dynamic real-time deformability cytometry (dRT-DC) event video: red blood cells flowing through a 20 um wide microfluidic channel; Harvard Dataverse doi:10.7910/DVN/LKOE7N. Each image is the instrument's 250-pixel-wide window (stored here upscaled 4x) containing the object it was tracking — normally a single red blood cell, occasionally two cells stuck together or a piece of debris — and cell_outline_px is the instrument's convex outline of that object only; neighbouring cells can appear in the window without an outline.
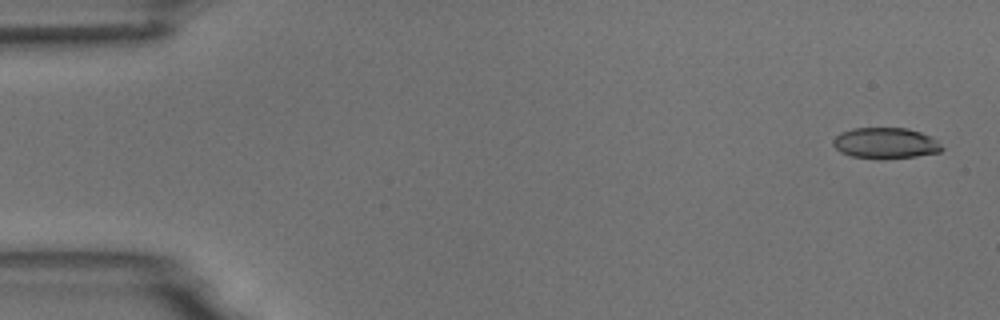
{"species": "common noctule bat (a hibernating species)", "species_latin": "Nyctalus noctula", "temperature_condition": "room temperature", "stored_images_in_passage": 6, "segment_of_instrument_passage": [1, 2], "camera_frame_rate_fps": 3000, "um_per_image_px": 0.085, "animal": {"sex": "male", "body_mass_g": 18.8}, "frame": {"image": 1, "passage_image": 1, "time_ms": 0.0, "image_size_px": [1000, 320], "cell_outline_px": [[944, 148], [940, 152], [916, 156], [852, 156], [840, 152], [832, 144], [832, 140], [840, 132], [852, 128], [908, 128], [932, 136]], "centroid_in_image_um": [75.27, 12.11], "position_along_channel_um": 9.7, "area_um2": 18.96}}
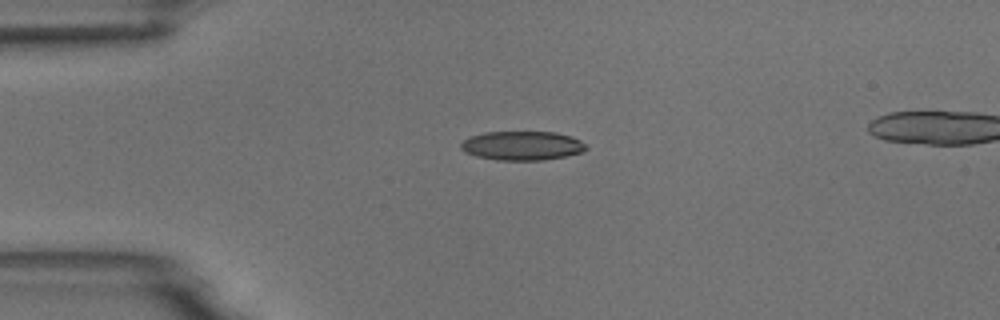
{"frame": {"image": 2, "passage_image": 4, "time_ms": 3.667, "image_size_px": [1000, 320], "cell_outline_px": [[588, 148], [584, 152], [544, 160], [496, 160], [476, 156], [464, 152], [460, 148], [460, 144], [464, 140], [472, 136], [484, 132], [556, 132], [572, 136], [580, 140]], "centroid_in_image_um": [44.39, 12.38], "position_along_channel_um": 40.6, "area_um2": 21.27}}